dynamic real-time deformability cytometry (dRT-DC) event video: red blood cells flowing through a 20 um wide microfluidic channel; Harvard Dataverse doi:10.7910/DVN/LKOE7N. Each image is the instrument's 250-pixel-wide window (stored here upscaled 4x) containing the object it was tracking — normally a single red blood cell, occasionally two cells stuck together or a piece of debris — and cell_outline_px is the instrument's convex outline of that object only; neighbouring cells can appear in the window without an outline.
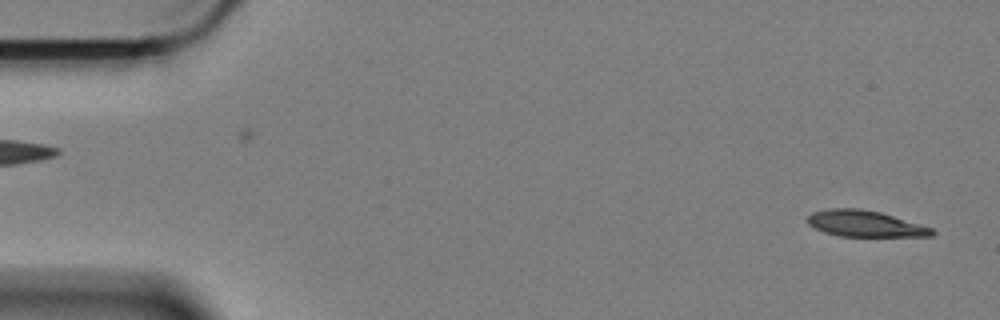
{"species": "Egyptian fruit bat (a non-hibernating species)", "species_latin": "Rousettus aegyptiacus", "temperature_condition": "cold", "stored_images_in_passage": 58, "camera_frame_rate_fps": 3000, "um_per_image_px": 0.085, "animal": {"sex": "female"}, "frame": {"image": 1, "passage_image": 2, "time_ms": 0.333, "image_size_px": [1000, 320], "cell_outline_px": [[936, 232], [932, 236], [840, 236], [824, 232], [808, 224], [808, 216], [812, 212], [828, 208], [860, 208], [880, 212], [932, 228]], "centroid_in_image_um": [73.5, 19.0], "position_along_channel_um": 11.5, "area_um2": 18.84}}
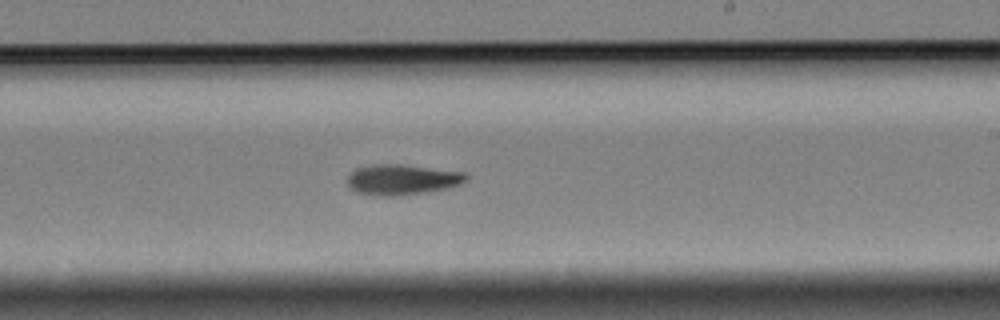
{"frame": {"image": 2, "passage_image": 34, "time_ms": 11.0, "image_size_px": [1000, 320], "cell_outline_px": [[468, 176], [464, 180], [456, 184], [444, 188], [396, 196], [388, 196], [356, 192], [348, 184], [348, 176], [356, 168], [376, 164], [404, 164], [464, 172]], "centroid_in_image_um": [34.13, 15.24], "position_along_channel_um": 254.9, "area_um2": 20.46}}
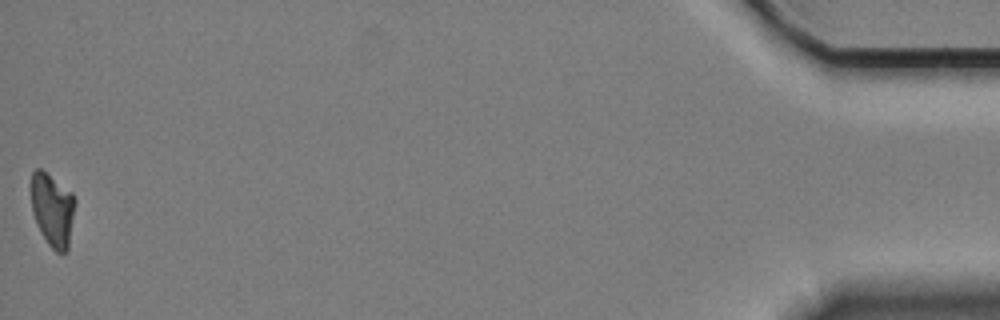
{"frame": {"image": 3, "passage_image": 58, "time_ms": 19.0, "image_size_px": [1000, 320], "cell_outline_px": [[76, 204], [68, 248], [64, 252], [56, 252], [48, 244], [32, 212], [32, 172], [36, 168], [40, 168], [72, 192], [76, 200]], "centroid_in_image_um": [4.5, 17.81], "position_along_channel_um": 430.7, "area_um2": 18.5}, "authors_computed_cell_mechanics": {"area_um2": 19.9121, "velocity_mm_per_s": 3.3838, "shape_relaxation_time_tau1_ms": 3.0686, "shape_relaxation_time_tau2_ms": null, "deformation_change_tau1": 0.1187, "deformation_change_tau2": null}}